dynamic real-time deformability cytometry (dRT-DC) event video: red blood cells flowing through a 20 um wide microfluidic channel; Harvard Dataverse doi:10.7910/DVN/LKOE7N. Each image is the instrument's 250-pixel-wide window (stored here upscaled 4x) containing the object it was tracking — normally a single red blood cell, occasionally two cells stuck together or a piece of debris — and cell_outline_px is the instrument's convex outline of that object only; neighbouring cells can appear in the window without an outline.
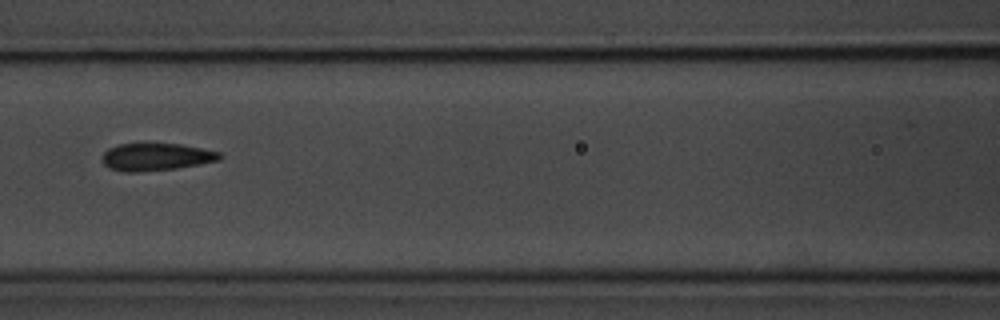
{"species": "common noctule bat (a hibernating species)", "species_latin": "Nyctalus noctula", "temperature_condition": "room temperature", "stored_images_in_passage": 6, "camera_frame_rate_fps": 3000, "um_per_image_px": 0.085, "animal": {"sex": "male", "body_mass_g": 20.1, "forearm_length_mm": 53.5}, "frame": {"image": 1, "passage_image": 5, "time_ms": 5.667, "image_size_px": [1000, 320], "cell_outline_px": [[224, 156], [220, 160], [200, 164], [176, 168], [136, 172], [124, 172], [108, 168], [100, 160], [104, 152], [108, 148], [120, 144], [180, 144], [220, 152]], "centroid_in_image_um": [13.25, 13.34], "position_along_channel_um": 153.3, "area_um2": 18.79}}
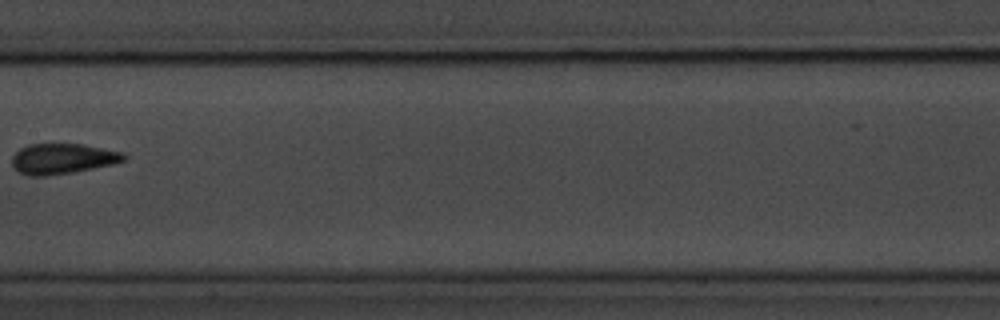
{"frame": {"image": 2, "passage_image": 6, "time_ms": 7.0, "image_size_px": [1000, 320], "cell_outline_px": [[128, 156], [124, 160], [112, 164], [72, 172], [44, 176], [28, 176], [12, 168], [12, 156], [20, 148], [28, 144], [84, 144], [124, 152]], "centroid_in_image_um": [5.3, 13.48], "position_along_channel_um": 202.1, "area_um2": 19.88}}